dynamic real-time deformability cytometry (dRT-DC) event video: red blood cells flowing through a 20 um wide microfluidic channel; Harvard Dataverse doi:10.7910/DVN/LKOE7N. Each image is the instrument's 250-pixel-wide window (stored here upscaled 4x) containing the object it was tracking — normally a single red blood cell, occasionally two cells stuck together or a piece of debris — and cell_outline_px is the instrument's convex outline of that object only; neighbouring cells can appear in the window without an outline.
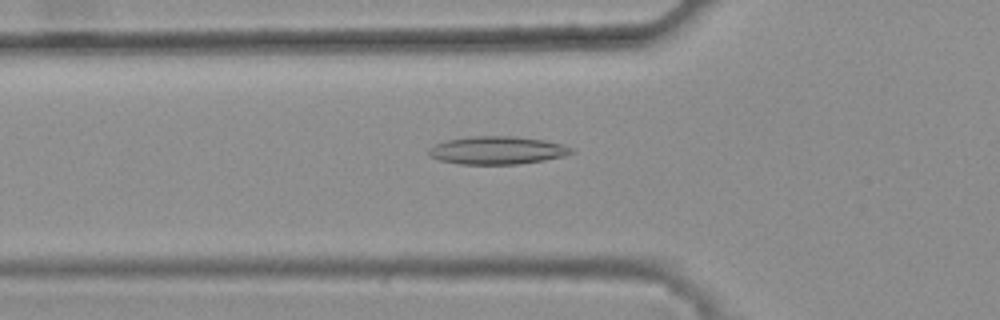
{"species": "common noctule bat (a hibernating species)", "species_latin": "Nyctalus noctula", "temperature_condition": "warm", "stored_images_in_passage": 30, "camera_frame_rate_fps": 3000, "um_per_image_px": 0.085, "animal": {"sex": "female", "body_mass_g": 25.1}, "frame": {"image": 1, "passage_image": 2, "time_ms": 0.333, "image_size_px": [1000, 320], "cell_outline_px": [[576, 152], [564, 156], [544, 160], [516, 164], [460, 164], [440, 160], [428, 156], [428, 148], [436, 144], [448, 140], [472, 136], [516, 136], [544, 140], [564, 144], [572, 148]], "centroid_in_image_um": [42.29, 12.77], "position_along_channel_um": 83.5, "area_um2": 23.29}}
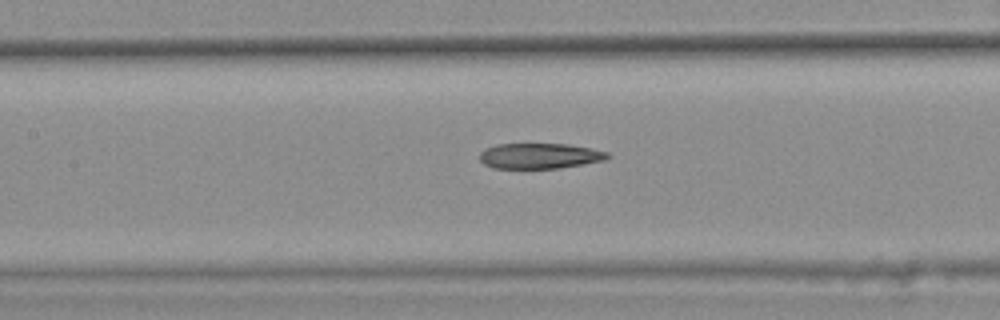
{"frame": {"image": 2, "passage_image": 8, "time_ms": 2.333, "image_size_px": [1000, 320], "cell_outline_px": [[612, 156], [604, 160], [560, 168], [492, 168], [484, 164], [480, 160], [480, 152], [484, 148], [496, 144], [568, 144], [592, 148], [608, 152]], "centroid_in_image_um": [45.87, 13.24], "position_along_channel_um": 161.5, "area_um2": 19.07}}
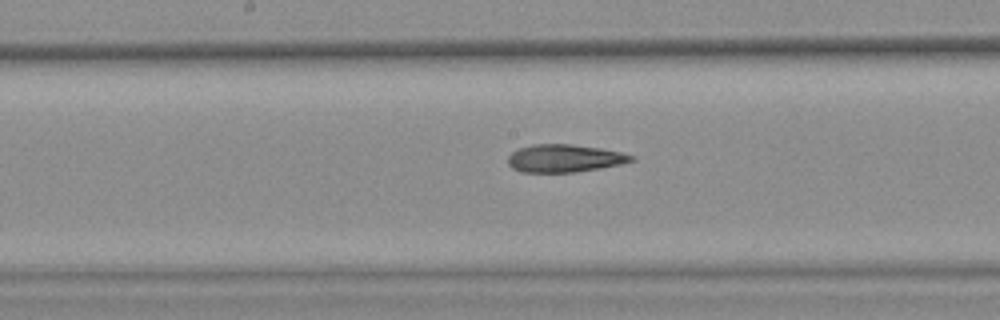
{"frame": {"image": 3, "passage_image": 11, "time_ms": 3.333, "image_size_px": [1000, 320], "cell_outline_px": [[636, 160], [620, 164], [600, 168], [576, 172], [520, 172], [512, 168], [508, 164], [508, 156], [512, 152], [520, 148], [532, 144], [572, 144], [600, 148], [620, 152], [636, 156]], "centroid_in_image_um": [47.98, 13.46], "position_along_channel_um": 200.2, "area_um2": 20.0}}